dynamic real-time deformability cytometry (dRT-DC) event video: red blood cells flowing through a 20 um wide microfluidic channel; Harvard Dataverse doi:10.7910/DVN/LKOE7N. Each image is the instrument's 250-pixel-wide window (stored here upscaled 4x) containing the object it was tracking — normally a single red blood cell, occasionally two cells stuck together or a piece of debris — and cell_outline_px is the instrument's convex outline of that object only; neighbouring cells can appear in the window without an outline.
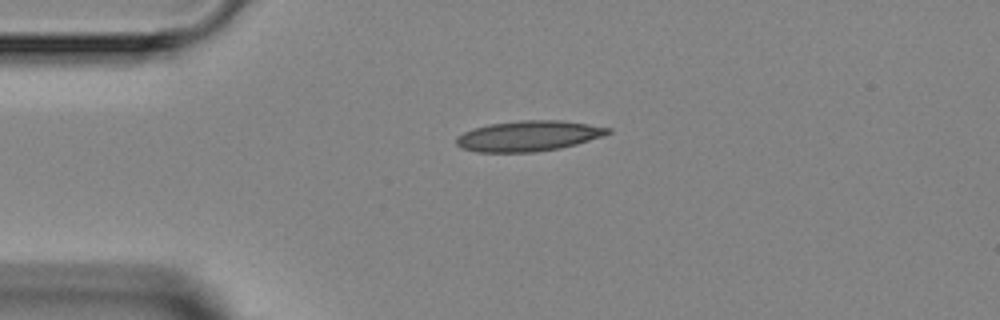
{"species": "Egyptian fruit bat (a non-hibernating species)", "species_latin": "Rousettus aegyptiacus", "temperature_condition": "room temperature", "stored_images_in_passage": 2, "camera_frame_rate_fps": 3000, "um_per_image_px": 0.085, "animal": {"sex": "female"}, "frame": {"image": 1, "passage_image": 1, "time_ms": 0.0, "image_size_px": [1000, 320], "cell_outline_px": [[612, 132], [604, 136], [576, 144], [560, 148], [536, 152], [476, 152], [460, 148], [456, 144], [456, 136], [464, 132], [488, 124], [520, 120], [560, 120], [588, 124], [612, 128]], "centroid_in_image_um": [44.93, 11.56], "position_along_channel_um": 40.1, "area_um2": 27.05}}